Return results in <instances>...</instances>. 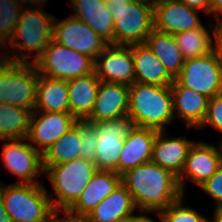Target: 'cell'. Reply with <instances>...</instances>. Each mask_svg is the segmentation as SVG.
Masks as SVG:
<instances>
[{
  "label": "cell",
  "mask_w": 222,
  "mask_h": 222,
  "mask_svg": "<svg viewBox=\"0 0 222 222\" xmlns=\"http://www.w3.org/2000/svg\"><path fill=\"white\" fill-rule=\"evenodd\" d=\"M121 183L140 212H160L184 195L178 177L151 161L126 171Z\"/></svg>",
  "instance_id": "1"
},
{
  "label": "cell",
  "mask_w": 222,
  "mask_h": 222,
  "mask_svg": "<svg viewBox=\"0 0 222 222\" xmlns=\"http://www.w3.org/2000/svg\"><path fill=\"white\" fill-rule=\"evenodd\" d=\"M55 16L45 12L43 8H22L15 33L7 47L11 62L30 63L29 54L35 62L53 39Z\"/></svg>",
  "instance_id": "2"
},
{
  "label": "cell",
  "mask_w": 222,
  "mask_h": 222,
  "mask_svg": "<svg viewBox=\"0 0 222 222\" xmlns=\"http://www.w3.org/2000/svg\"><path fill=\"white\" fill-rule=\"evenodd\" d=\"M128 116L135 127L168 131L175 120L170 86L134 82L129 86Z\"/></svg>",
  "instance_id": "3"
},
{
  "label": "cell",
  "mask_w": 222,
  "mask_h": 222,
  "mask_svg": "<svg viewBox=\"0 0 222 222\" xmlns=\"http://www.w3.org/2000/svg\"><path fill=\"white\" fill-rule=\"evenodd\" d=\"M114 21V45L144 43L154 30V1L104 0Z\"/></svg>",
  "instance_id": "4"
},
{
  "label": "cell",
  "mask_w": 222,
  "mask_h": 222,
  "mask_svg": "<svg viewBox=\"0 0 222 222\" xmlns=\"http://www.w3.org/2000/svg\"><path fill=\"white\" fill-rule=\"evenodd\" d=\"M97 172L94 162L83 158L49 166L47 175L53 187L49 196L54 211L66 212L78 199ZM56 197H53V196Z\"/></svg>",
  "instance_id": "5"
},
{
  "label": "cell",
  "mask_w": 222,
  "mask_h": 222,
  "mask_svg": "<svg viewBox=\"0 0 222 222\" xmlns=\"http://www.w3.org/2000/svg\"><path fill=\"white\" fill-rule=\"evenodd\" d=\"M0 193L11 222H42L54 212L42 183L6 186L0 182Z\"/></svg>",
  "instance_id": "6"
},
{
  "label": "cell",
  "mask_w": 222,
  "mask_h": 222,
  "mask_svg": "<svg viewBox=\"0 0 222 222\" xmlns=\"http://www.w3.org/2000/svg\"><path fill=\"white\" fill-rule=\"evenodd\" d=\"M39 78L33 63L7 62L0 66V102L34 109Z\"/></svg>",
  "instance_id": "7"
},
{
  "label": "cell",
  "mask_w": 222,
  "mask_h": 222,
  "mask_svg": "<svg viewBox=\"0 0 222 222\" xmlns=\"http://www.w3.org/2000/svg\"><path fill=\"white\" fill-rule=\"evenodd\" d=\"M35 65L40 75L68 81L93 73L95 60L52 40Z\"/></svg>",
  "instance_id": "8"
},
{
  "label": "cell",
  "mask_w": 222,
  "mask_h": 222,
  "mask_svg": "<svg viewBox=\"0 0 222 222\" xmlns=\"http://www.w3.org/2000/svg\"><path fill=\"white\" fill-rule=\"evenodd\" d=\"M97 134V148L94 164L97 171H114L119 174V156L124 140L134 124L127 115L119 119L90 122Z\"/></svg>",
  "instance_id": "9"
},
{
  "label": "cell",
  "mask_w": 222,
  "mask_h": 222,
  "mask_svg": "<svg viewBox=\"0 0 222 222\" xmlns=\"http://www.w3.org/2000/svg\"><path fill=\"white\" fill-rule=\"evenodd\" d=\"M3 145L2 163L4 168L13 176L20 178L15 183L39 184L38 177L44 174L43 156L27 140L11 139Z\"/></svg>",
  "instance_id": "10"
},
{
  "label": "cell",
  "mask_w": 222,
  "mask_h": 222,
  "mask_svg": "<svg viewBox=\"0 0 222 222\" xmlns=\"http://www.w3.org/2000/svg\"><path fill=\"white\" fill-rule=\"evenodd\" d=\"M175 80L181 86L197 91L209 99L222 93V74L213 52L185 59Z\"/></svg>",
  "instance_id": "11"
},
{
  "label": "cell",
  "mask_w": 222,
  "mask_h": 222,
  "mask_svg": "<svg viewBox=\"0 0 222 222\" xmlns=\"http://www.w3.org/2000/svg\"><path fill=\"white\" fill-rule=\"evenodd\" d=\"M52 40L66 48L86 54L94 60L108 45L86 23L74 16L63 20L55 18Z\"/></svg>",
  "instance_id": "12"
},
{
  "label": "cell",
  "mask_w": 222,
  "mask_h": 222,
  "mask_svg": "<svg viewBox=\"0 0 222 222\" xmlns=\"http://www.w3.org/2000/svg\"><path fill=\"white\" fill-rule=\"evenodd\" d=\"M222 166V152L220 145L214 146L204 141L194 142L190 147L185 165L178 183L185 195L186 180L201 186L207 179L212 177Z\"/></svg>",
  "instance_id": "13"
},
{
  "label": "cell",
  "mask_w": 222,
  "mask_h": 222,
  "mask_svg": "<svg viewBox=\"0 0 222 222\" xmlns=\"http://www.w3.org/2000/svg\"><path fill=\"white\" fill-rule=\"evenodd\" d=\"M94 72L100 81L131 86L135 82L131 45L108 44L95 59Z\"/></svg>",
  "instance_id": "14"
},
{
  "label": "cell",
  "mask_w": 222,
  "mask_h": 222,
  "mask_svg": "<svg viewBox=\"0 0 222 222\" xmlns=\"http://www.w3.org/2000/svg\"><path fill=\"white\" fill-rule=\"evenodd\" d=\"M77 121L71 113L34 111L27 140L37 151L43 154Z\"/></svg>",
  "instance_id": "15"
},
{
  "label": "cell",
  "mask_w": 222,
  "mask_h": 222,
  "mask_svg": "<svg viewBox=\"0 0 222 222\" xmlns=\"http://www.w3.org/2000/svg\"><path fill=\"white\" fill-rule=\"evenodd\" d=\"M198 14L179 0H154V29L174 35L201 27Z\"/></svg>",
  "instance_id": "16"
},
{
  "label": "cell",
  "mask_w": 222,
  "mask_h": 222,
  "mask_svg": "<svg viewBox=\"0 0 222 222\" xmlns=\"http://www.w3.org/2000/svg\"><path fill=\"white\" fill-rule=\"evenodd\" d=\"M121 184V175L114 171H97L76 202L65 212L67 220L84 219L102 200Z\"/></svg>",
  "instance_id": "17"
},
{
  "label": "cell",
  "mask_w": 222,
  "mask_h": 222,
  "mask_svg": "<svg viewBox=\"0 0 222 222\" xmlns=\"http://www.w3.org/2000/svg\"><path fill=\"white\" fill-rule=\"evenodd\" d=\"M129 86L100 81L96 100L87 122L119 119L128 115Z\"/></svg>",
  "instance_id": "18"
},
{
  "label": "cell",
  "mask_w": 222,
  "mask_h": 222,
  "mask_svg": "<svg viewBox=\"0 0 222 222\" xmlns=\"http://www.w3.org/2000/svg\"><path fill=\"white\" fill-rule=\"evenodd\" d=\"M167 131H158L153 144L151 162L179 177L183 171L190 147L195 141L185 136L166 137Z\"/></svg>",
  "instance_id": "19"
},
{
  "label": "cell",
  "mask_w": 222,
  "mask_h": 222,
  "mask_svg": "<svg viewBox=\"0 0 222 222\" xmlns=\"http://www.w3.org/2000/svg\"><path fill=\"white\" fill-rule=\"evenodd\" d=\"M175 118L184 121L189 130L199 129L207 114L208 100L205 95L181 86L175 79L171 84ZM177 116V117H176Z\"/></svg>",
  "instance_id": "20"
},
{
  "label": "cell",
  "mask_w": 222,
  "mask_h": 222,
  "mask_svg": "<svg viewBox=\"0 0 222 222\" xmlns=\"http://www.w3.org/2000/svg\"><path fill=\"white\" fill-rule=\"evenodd\" d=\"M158 130L133 127L119 156V175L151 161L153 144Z\"/></svg>",
  "instance_id": "21"
},
{
  "label": "cell",
  "mask_w": 222,
  "mask_h": 222,
  "mask_svg": "<svg viewBox=\"0 0 222 222\" xmlns=\"http://www.w3.org/2000/svg\"><path fill=\"white\" fill-rule=\"evenodd\" d=\"M74 17L86 23L108 44H114V21L104 0H70Z\"/></svg>",
  "instance_id": "22"
},
{
  "label": "cell",
  "mask_w": 222,
  "mask_h": 222,
  "mask_svg": "<svg viewBox=\"0 0 222 222\" xmlns=\"http://www.w3.org/2000/svg\"><path fill=\"white\" fill-rule=\"evenodd\" d=\"M135 82L158 86H171L174 79L145 43L131 44Z\"/></svg>",
  "instance_id": "23"
},
{
  "label": "cell",
  "mask_w": 222,
  "mask_h": 222,
  "mask_svg": "<svg viewBox=\"0 0 222 222\" xmlns=\"http://www.w3.org/2000/svg\"><path fill=\"white\" fill-rule=\"evenodd\" d=\"M70 113L78 121H86L93 110L100 80L95 72L67 81Z\"/></svg>",
  "instance_id": "24"
},
{
  "label": "cell",
  "mask_w": 222,
  "mask_h": 222,
  "mask_svg": "<svg viewBox=\"0 0 222 222\" xmlns=\"http://www.w3.org/2000/svg\"><path fill=\"white\" fill-rule=\"evenodd\" d=\"M138 210L130 192L121 183L102 200L84 219L87 222H115L130 218Z\"/></svg>",
  "instance_id": "25"
},
{
  "label": "cell",
  "mask_w": 222,
  "mask_h": 222,
  "mask_svg": "<svg viewBox=\"0 0 222 222\" xmlns=\"http://www.w3.org/2000/svg\"><path fill=\"white\" fill-rule=\"evenodd\" d=\"M34 110L70 113L67 81L39 74Z\"/></svg>",
  "instance_id": "26"
},
{
  "label": "cell",
  "mask_w": 222,
  "mask_h": 222,
  "mask_svg": "<svg viewBox=\"0 0 222 222\" xmlns=\"http://www.w3.org/2000/svg\"><path fill=\"white\" fill-rule=\"evenodd\" d=\"M144 43L161 61L169 75L175 79L182 70L185 59L174 35L154 29Z\"/></svg>",
  "instance_id": "27"
},
{
  "label": "cell",
  "mask_w": 222,
  "mask_h": 222,
  "mask_svg": "<svg viewBox=\"0 0 222 222\" xmlns=\"http://www.w3.org/2000/svg\"><path fill=\"white\" fill-rule=\"evenodd\" d=\"M208 24L212 33L202 25L201 27L174 34L184 59L205 56L212 52L214 35L221 24L215 22H209Z\"/></svg>",
  "instance_id": "28"
},
{
  "label": "cell",
  "mask_w": 222,
  "mask_h": 222,
  "mask_svg": "<svg viewBox=\"0 0 222 222\" xmlns=\"http://www.w3.org/2000/svg\"><path fill=\"white\" fill-rule=\"evenodd\" d=\"M34 111L0 102V140L27 138Z\"/></svg>",
  "instance_id": "29"
},
{
  "label": "cell",
  "mask_w": 222,
  "mask_h": 222,
  "mask_svg": "<svg viewBox=\"0 0 222 222\" xmlns=\"http://www.w3.org/2000/svg\"><path fill=\"white\" fill-rule=\"evenodd\" d=\"M81 138L79 133V121L60 139L54 142L49 149L42 154L44 171L52 165L80 158Z\"/></svg>",
  "instance_id": "30"
},
{
  "label": "cell",
  "mask_w": 222,
  "mask_h": 222,
  "mask_svg": "<svg viewBox=\"0 0 222 222\" xmlns=\"http://www.w3.org/2000/svg\"><path fill=\"white\" fill-rule=\"evenodd\" d=\"M21 8L16 0H0V36L7 43L15 33Z\"/></svg>",
  "instance_id": "31"
},
{
  "label": "cell",
  "mask_w": 222,
  "mask_h": 222,
  "mask_svg": "<svg viewBox=\"0 0 222 222\" xmlns=\"http://www.w3.org/2000/svg\"><path fill=\"white\" fill-rule=\"evenodd\" d=\"M185 195H182L168 207L160 211L162 222H207L204 217L193 208L183 205Z\"/></svg>",
  "instance_id": "32"
},
{
  "label": "cell",
  "mask_w": 222,
  "mask_h": 222,
  "mask_svg": "<svg viewBox=\"0 0 222 222\" xmlns=\"http://www.w3.org/2000/svg\"><path fill=\"white\" fill-rule=\"evenodd\" d=\"M79 133L81 138L80 158L94 162L98 138L94 125L87 121H79Z\"/></svg>",
  "instance_id": "33"
},
{
  "label": "cell",
  "mask_w": 222,
  "mask_h": 222,
  "mask_svg": "<svg viewBox=\"0 0 222 222\" xmlns=\"http://www.w3.org/2000/svg\"><path fill=\"white\" fill-rule=\"evenodd\" d=\"M206 126L222 133V93L208 100L207 114L199 130Z\"/></svg>",
  "instance_id": "34"
},
{
  "label": "cell",
  "mask_w": 222,
  "mask_h": 222,
  "mask_svg": "<svg viewBox=\"0 0 222 222\" xmlns=\"http://www.w3.org/2000/svg\"><path fill=\"white\" fill-rule=\"evenodd\" d=\"M199 187L214 199L216 208H222V166Z\"/></svg>",
  "instance_id": "35"
},
{
  "label": "cell",
  "mask_w": 222,
  "mask_h": 222,
  "mask_svg": "<svg viewBox=\"0 0 222 222\" xmlns=\"http://www.w3.org/2000/svg\"><path fill=\"white\" fill-rule=\"evenodd\" d=\"M212 44V52L222 74V25L217 28Z\"/></svg>",
  "instance_id": "36"
},
{
  "label": "cell",
  "mask_w": 222,
  "mask_h": 222,
  "mask_svg": "<svg viewBox=\"0 0 222 222\" xmlns=\"http://www.w3.org/2000/svg\"><path fill=\"white\" fill-rule=\"evenodd\" d=\"M183 3H185L188 7L203 11V13L210 15V6H209V0H179Z\"/></svg>",
  "instance_id": "37"
},
{
  "label": "cell",
  "mask_w": 222,
  "mask_h": 222,
  "mask_svg": "<svg viewBox=\"0 0 222 222\" xmlns=\"http://www.w3.org/2000/svg\"><path fill=\"white\" fill-rule=\"evenodd\" d=\"M210 14L222 25V0H209Z\"/></svg>",
  "instance_id": "38"
},
{
  "label": "cell",
  "mask_w": 222,
  "mask_h": 222,
  "mask_svg": "<svg viewBox=\"0 0 222 222\" xmlns=\"http://www.w3.org/2000/svg\"><path fill=\"white\" fill-rule=\"evenodd\" d=\"M141 213H155L158 215V219L160 222H162L161 214L160 212H141ZM134 214L133 216L130 217V222H156L154 221L149 215L147 214Z\"/></svg>",
  "instance_id": "39"
},
{
  "label": "cell",
  "mask_w": 222,
  "mask_h": 222,
  "mask_svg": "<svg viewBox=\"0 0 222 222\" xmlns=\"http://www.w3.org/2000/svg\"><path fill=\"white\" fill-rule=\"evenodd\" d=\"M17 2H19L22 7L25 8V5H26V8H43L45 5V3L47 2V0H16ZM28 3V5H27Z\"/></svg>",
  "instance_id": "40"
},
{
  "label": "cell",
  "mask_w": 222,
  "mask_h": 222,
  "mask_svg": "<svg viewBox=\"0 0 222 222\" xmlns=\"http://www.w3.org/2000/svg\"><path fill=\"white\" fill-rule=\"evenodd\" d=\"M0 222H11L10 217L5 209L1 193H0Z\"/></svg>",
  "instance_id": "41"
},
{
  "label": "cell",
  "mask_w": 222,
  "mask_h": 222,
  "mask_svg": "<svg viewBox=\"0 0 222 222\" xmlns=\"http://www.w3.org/2000/svg\"><path fill=\"white\" fill-rule=\"evenodd\" d=\"M0 47H5L4 49H7V42H5L2 37L0 36ZM7 52L4 53V56H2V54H0V66L2 64H5L7 62H10V58Z\"/></svg>",
  "instance_id": "42"
},
{
  "label": "cell",
  "mask_w": 222,
  "mask_h": 222,
  "mask_svg": "<svg viewBox=\"0 0 222 222\" xmlns=\"http://www.w3.org/2000/svg\"><path fill=\"white\" fill-rule=\"evenodd\" d=\"M212 220H207V222H222V208H215Z\"/></svg>",
  "instance_id": "43"
},
{
  "label": "cell",
  "mask_w": 222,
  "mask_h": 222,
  "mask_svg": "<svg viewBox=\"0 0 222 222\" xmlns=\"http://www.w3.org/2000/svg\"><path fill=\"white\" fill-rule=\"evenodd\" d=\"M61 212L54 211L46 220L42 222H60L63 219V216L61 218L60 214Z\"/></svg>",
  "instance_id": "44"
},
{
  "label": "cell",
  "mask_w": 222,
  "mask_h": 222,
  "mask_svg": "<svg viewBox=\"0 0 222 222\" xmlns=\"http://www.w3.org/2000/svg\"><path fill=\"white\" fill-rule=\"evenodd\" d=\"M69 222H87L85 219H72L68 220Z\"/></svg>",
  "instance_id": "45"
},
{
  "label": "cell",
  "mask_w": 222,
  "mask_h": 222,
  "mask_svg": "<svg viewBox=\"0 0 222 222\" xmlns=\"http://www.w3.org/2000/svg\"><path fill=\"white\" fill-rule=\"evenodd\" d=\"M115 222H130V218L120 219V220H117Z\"/></svg>",
  "instance_id": "46"
},
{
  "label": "cell",
  "mask_w": 222,
  "mask_h": 222,
  "mask_svg": "<svg viewBox=\"0 0 222 222\" xmlns=\"http://www.w3.org/2000/svg\"><path fill=\"white\" fill-rule=\"evenodd\" d=\"M60 222H69L67 219L63 218Z\"/></svg>",
  "instance_id": "47"
},
{
  "label": "cell",
  "mask_w": 222,
  "mask_h": 222,
  "mask_svg": "<svg viewBox=\"0 0 222 222\" xmlns=\"http://www.w3.org/2000/svg\"><path fill=\"white\" fill-rule=\"evenodd\" d=\"M132 1H154V0H132Z\"/></svg>",
  "instance_id": "48"
},
{
  "label": "cell",
  "mask_w": 222,
  "mask_h": 222,
  "mask_svg": "<svg viewBox=\"0 0 222 222\" xmlns=\"http://www.w3.org/2000/svg\"><path fill=\"white\" fill-rule=\"evenodd\" d=\"M219 145H220L221 152H222V140H221V142H220V144H219Z\"/></svg>",
  "instance_id": "49"
}]
</instances>
